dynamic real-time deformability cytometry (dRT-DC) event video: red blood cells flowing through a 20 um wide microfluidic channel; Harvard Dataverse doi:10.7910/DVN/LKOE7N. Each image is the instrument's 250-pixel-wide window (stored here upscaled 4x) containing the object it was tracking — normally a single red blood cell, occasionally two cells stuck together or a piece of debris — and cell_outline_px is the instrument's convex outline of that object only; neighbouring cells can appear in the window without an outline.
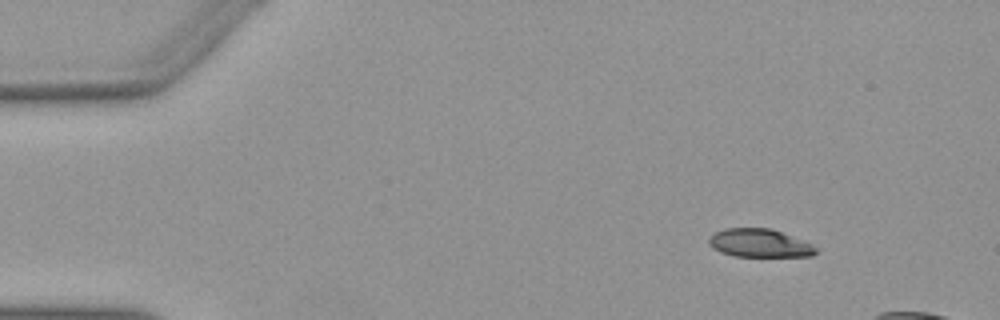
{"species": "Egyptian fruit bat (a non-hibernating species)", "species_latin": "Rousettus aegyptiacus", "temperature_condition": "warm", "stored_images_in_passage": 11, "camera_frame_rate_fps": 3000, "um_per_image_px": 0.085, "animal": {"sex": "female"}, "frame": {"image": 1, "passage_image": 1, "time_ms": 0.0, "image_size_px": [1000, 320], "cell_outline_px": [[816, 252], [812, 256], [732, 256], [720, 252], [712, 248], [708, 244], [708, 236], [712, 232], [724, 228], [772, 228], [804, 240], [812, 244], [816, 248]], "centroid_in_image_um": [64.5, 20.65], "position_along_channel_um": 20.5, "area_um2": 17.92}}